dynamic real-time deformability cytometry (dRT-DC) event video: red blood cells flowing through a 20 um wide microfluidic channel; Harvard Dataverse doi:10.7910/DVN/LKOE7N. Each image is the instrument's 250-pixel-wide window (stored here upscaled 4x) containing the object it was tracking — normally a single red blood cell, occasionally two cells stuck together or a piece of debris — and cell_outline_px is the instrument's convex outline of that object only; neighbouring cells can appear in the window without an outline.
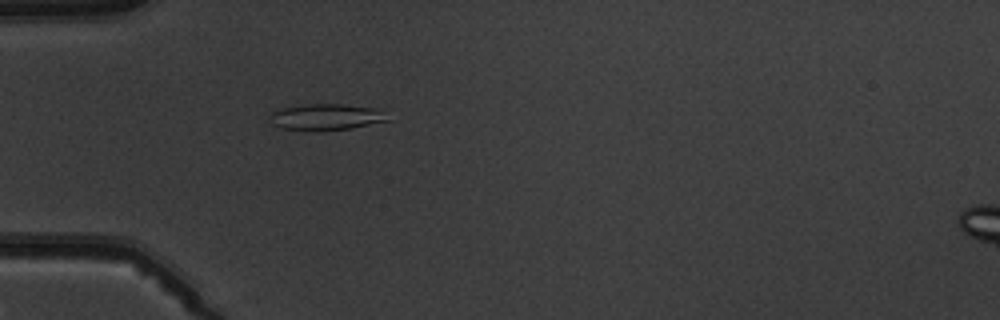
{"species": "common noctule bat (a hibernating species)", "species_latin": "Nyctalus noctula", "temperature_condition": "warm", "stored_images_in_passage": 5, "camera_frame_rate_fps": 3000, "um_per_image_px": 0.085, "animal": {"sex": "male", "body_mass_g": 19.5, "forearm_length_mm": 54.6}, "frame": {"image": 1, "passage_image": 5, "time_ms": 4.667, "image_size_px": [1000, 320], "cell_outline_px": [[392, 120], [352, 128], [320, 132], [316, 132], [280, 128], [272, 124], [268, 116], [272, 112], [280, 108], [304, 104], [344, 104], [372, 108]], "centroid_in_image_um": [27.63, 9.97], "position_along_channel_um": 57.4, "area_um2": 18.26}}